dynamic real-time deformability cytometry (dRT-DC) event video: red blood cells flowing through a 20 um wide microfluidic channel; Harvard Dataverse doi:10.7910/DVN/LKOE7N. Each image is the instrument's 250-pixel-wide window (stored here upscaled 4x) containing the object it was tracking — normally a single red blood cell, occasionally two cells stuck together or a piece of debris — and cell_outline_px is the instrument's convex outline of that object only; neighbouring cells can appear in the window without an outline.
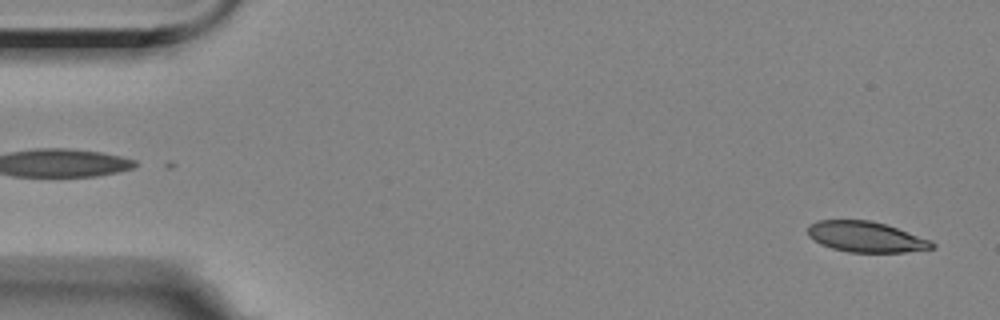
{"species": "Egyptian fruit bat (a non-hibernating species)", "species_latin": "Rousettus aegyptiacus", "temperature_condition": "room temperature", "stored_images_in_passage": 56, "camera_frame_rate_fps": 3000, "um_per_image_px": 0.085, "animal": {"sex": "female"}, "frame": {"image": 1, "passage_image": 2, "time_ms": 0.333, "image_size_px": [1000, 320], "cell_outline_px": [[936, 248], [904, 252], [848, 252], [832, 248], [820, 244], [808, 236], [808, 228], [816, 220], [872, 220], [932, 240], [936, 244]], "centroid_in_image_um": [73.62, 20.14], "position_along_channel_um": 11.4, "area_um2": 22.14}}
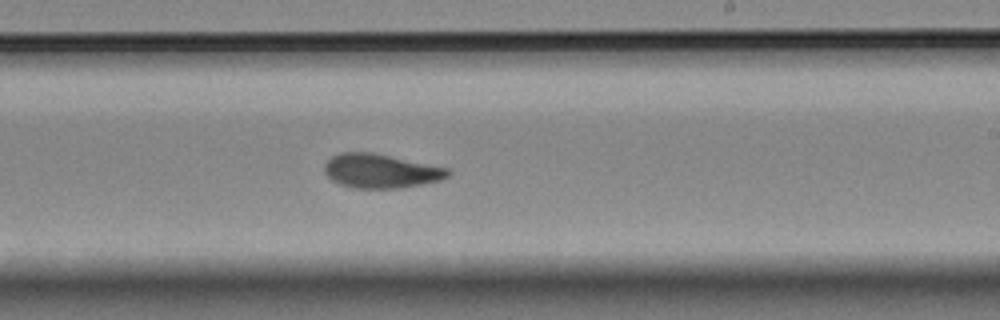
{"frame": {"image": 2, "passage_image": 33, "time_ms": 10.667, "image_size_px": [1000, 320], "cell_outline_px": [[452, 172], [448, 176], [440, 180], [424, 184], [400, 188], [352, 188], [340, 184], [332, 180], [324, 172], [324, 164], [332, 156], [340, 152], [372, 152], [448, 168]], "centroid_in_image_um": [32.35, 14.53], "position_along_channel_um": 256.6, "area_um2": 24.57}}
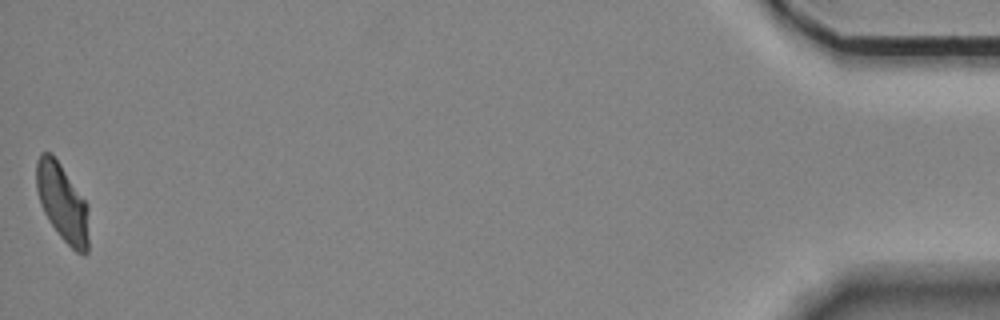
{"frame": {"image": 3, "passage_image": 56, "time_ms": 18.333, "image_size_px": [1000, 320], "cell_outline_px": [[88, 252], [84, 256], [76, 252], [60, 236], [48, 220], [40, 204], [36, 188], [36, 160], [40, 152], [52, 152], [88, 204]], "centroid_in_image_um": [5.3, 17.21], "position_along_channel_um": 429.9, "area_um2": 23.93}, "authors_computed_cell_mechanics": {"area_um2": 24.1604, "velocity_mm_per_s": 3.4859, "shape_relaxation_time_tau1_ms": 8.7263, "shape_relaxation_time_tau2_ms": 2.412, "deformation_change_tau1": 0.1992, "deformation_change_tau2": 0.0837}}